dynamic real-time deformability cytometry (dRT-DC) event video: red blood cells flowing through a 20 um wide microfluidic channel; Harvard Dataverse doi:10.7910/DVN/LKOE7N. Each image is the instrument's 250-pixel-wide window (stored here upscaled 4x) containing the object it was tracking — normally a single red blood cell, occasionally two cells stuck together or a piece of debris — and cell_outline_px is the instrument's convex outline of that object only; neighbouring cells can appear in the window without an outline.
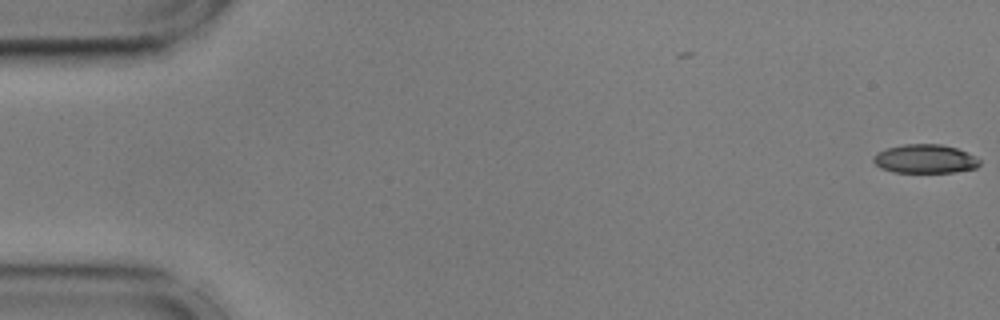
{"species": "common noctule bat (a hibernating species)", "species_latin": "Nyctalus noctula", "temperature_condition": "cold", "stored_images_in_passage": 2, "camera_frame_rate_fps": 3000, "um_per_image_px": 0.085, "animal": {"sex": "male", "body_mass_g": 17.9, "forearm_length_mm": 54.2}, "frame": {"image": 1, "passage_image": 2, "time_ms": 0.333, "image_size_px": [1000, 320], "cell_outline_px": [[980, 164], [976, 168], [952, 172], [892, 172], [880, 168], [872, 160], [872, 156], [876, 152], [888, 148], [904, 144], [940, 144], [956, 148], [976, 156], [980, 160]], "centroid_in_image_um": [78.61, 13.5], "position_along_channel_um": 6.4, "area_um2": 17.86}}